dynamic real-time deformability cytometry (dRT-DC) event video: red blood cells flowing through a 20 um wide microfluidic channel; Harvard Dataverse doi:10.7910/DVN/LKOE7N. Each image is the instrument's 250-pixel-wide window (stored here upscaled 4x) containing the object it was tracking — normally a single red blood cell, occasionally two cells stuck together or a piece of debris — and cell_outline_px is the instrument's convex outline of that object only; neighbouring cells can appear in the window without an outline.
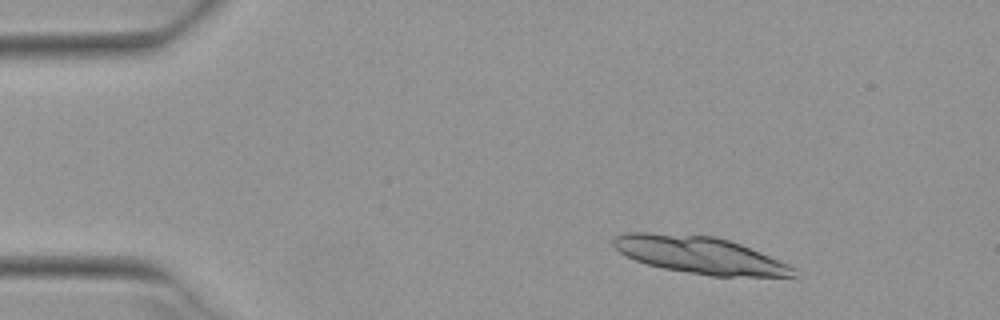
{"species": "Egyptian fruit bat (a non-hibernating species)", "species_latin": "Rousettus aegyptiacus", "temperature_condition": "warm", "stored_images_in_passage": 16, "camera_frame_rate_fps": 3000, "um_per_image_px": 0.085, "animal": {"sex": "female"}, "frame": {"image": 1, "passage_image": 1, "time_ms": 0.0, "image_size_px": [1000, 320], "cell_outline_px": [[796, 276], [712, 276], [664, 268], [648, 264], [624, 256], [612, 244], [612, 240], [616, 236], [624, 232], [648, 232], [716, 236], [740, 244], [760, 252], [788, 264], [796, 268]], "centroid_in_image_um": [59.45, 21.66], "position_along_channel_um": 25.6, "area_um2": 38.73}}